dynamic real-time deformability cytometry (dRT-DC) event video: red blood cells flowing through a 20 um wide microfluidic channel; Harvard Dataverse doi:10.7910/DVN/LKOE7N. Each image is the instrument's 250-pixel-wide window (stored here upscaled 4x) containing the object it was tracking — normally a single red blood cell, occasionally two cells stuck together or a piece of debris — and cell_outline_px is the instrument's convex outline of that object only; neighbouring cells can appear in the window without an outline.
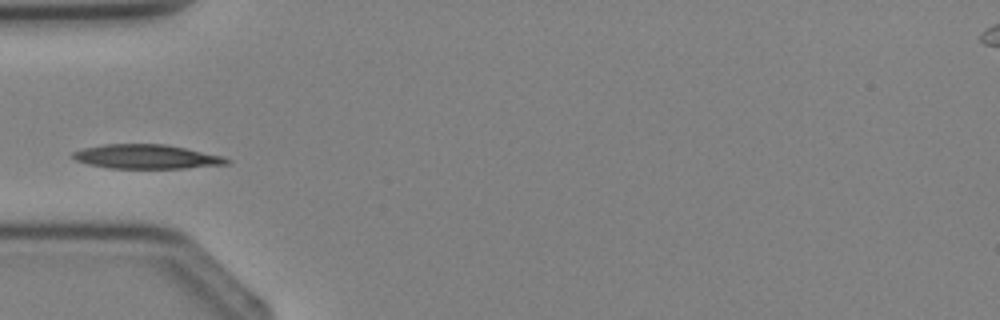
{"species": "Egyptian fruit bat (a non-hibernating species)", "species_latin": "Rousettus aegyptiacus", "temperature_condition": "cold", "stored_images_in_passage": 2, "camera_frame_rate_fps": 3000, "um_per_image_px": 0.085, "animal": {"sex": "female"}, "frame": {"image": 1, "passage_image": 2, "time_ms": 2.0, "image_size_px": [1000, 320], "cell_outline_px": [[232, 160], [228, 164], [184, 168], [108, 168], [88, 164], [76, 160], [72, 156], [72, 152], [84, 148], [104, 144], [164, 144], [224, 156]], "centroid_in_image_um": [12.46, 13.32], "position_along_channel_um": 72.5, "area_um2": 21.62}}